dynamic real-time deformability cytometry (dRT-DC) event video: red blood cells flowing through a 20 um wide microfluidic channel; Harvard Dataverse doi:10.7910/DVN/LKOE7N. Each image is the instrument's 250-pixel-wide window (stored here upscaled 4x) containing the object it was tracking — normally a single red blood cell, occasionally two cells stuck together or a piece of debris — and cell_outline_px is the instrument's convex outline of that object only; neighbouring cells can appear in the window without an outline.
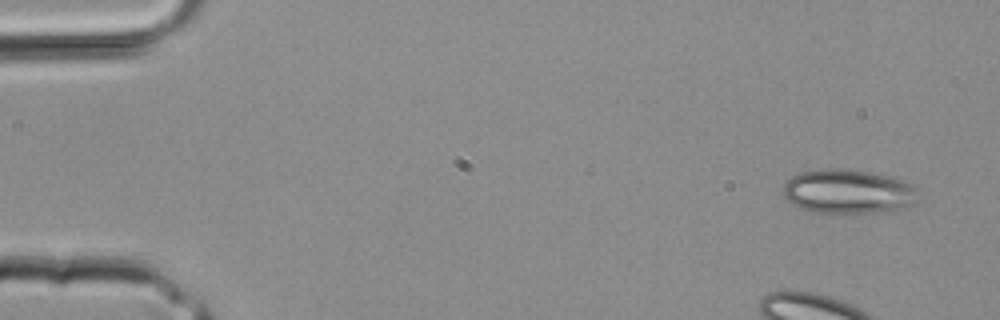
{"species": "common noctule bat (a hibernating species)", "species_latin": "Nyctalus noctula", "temperature_condition": "room temperature", "stored_images_in_passage": 2, "camera_frame_rate_fps": 3000, "um_per_image_px": 0.085, "animal": {"sex": "male", "body_mass_g": 20.4}, "frame": {"image": 1, "passage_image": 1, "time_ms": 0.0, "image_size_px": [1000, 320], "cell_outline_px": [[916, 204], [876, 212], [840, 216], [816, 212], [800, 208], [792, 204], [784, 196], [784, 184], [792, 176], [800, 172], [828, 168], [844, 168], [892, 176], [904, 180], [912, 184], [916, 200]], "centroid_in_image_um": [72.05, 16.3], "position_along_channel_um": 13.0, "area_um2": 35.2}}